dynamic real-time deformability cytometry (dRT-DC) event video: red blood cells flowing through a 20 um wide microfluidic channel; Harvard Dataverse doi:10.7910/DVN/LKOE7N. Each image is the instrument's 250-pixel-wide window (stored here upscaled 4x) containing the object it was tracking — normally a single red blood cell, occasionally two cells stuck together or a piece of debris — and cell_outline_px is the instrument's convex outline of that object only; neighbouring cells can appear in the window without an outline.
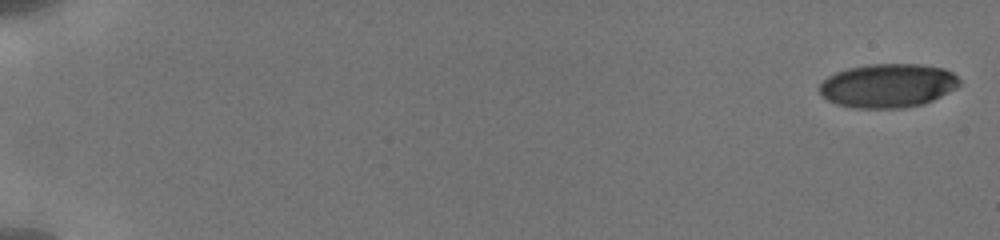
{"species": "human", "species_latin": "Homo sapiens", "temperature_condition": "cold", "stored_images_in_passage": 16, "camera_frame_rate_fps": 3000, "um_per_image_px": 0.085, "donor": {"sex": "male"}, "frame": {"image": 1, "passage_image": 1, "time_ms": 0.0, "image_size_px": [1000, 240], "cell_outline_px": [[960, 84], [956, 88], [924, 104], [904, 108], [856, 108], [840, 104], [828, 100], [820, 92], [820, 84], [828, 76], [836, 72], [848, 68], [868, 64], [920, 64], [944, 68], [952, 72], [960, 80]], "centroid_in_image_um": [75.49, 7.27], "position_along_channel_um": 9.5, "area_um2": 35.66}}
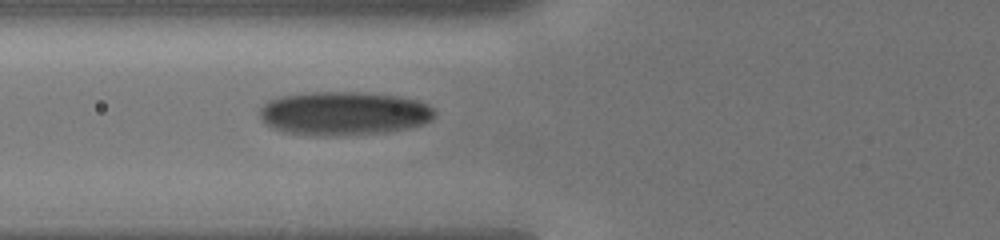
{"frame": {"image": 2, "passage_image": 14, "time_ms": 7.333, "image_size_px": [1000, 240], "cell_outline_px": [[436, 112], [432, 120], [408, 128], [388, 132], [328, 136], [312, 136], [284, 132], [272, 128], [264, 124], [260, 116], [260, 108], [268, 100], [280, 96], [312, 92], [360, 92], [396, 96], [416, 100], [432, 108]], "centroid_in_image_um": [29.17, 9.65], "position_along_channel_um": 96.6, "area_um2": 44.62}}
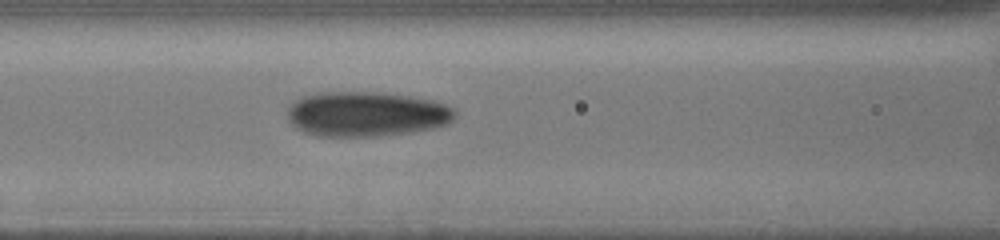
{"frame": {"image": 3, "passage_image": 16, "time_ms": 8.333, "image_size_px": [1000, 240], "cell_outline_px": [[456, 116], [448, 124], [432, 128], [408, 132], [376, 136], [316, 136], [304, 132], [296, 128], [288, 120], [288, 108], [292, 100], [300, 96], [320, 92], [376, 92], [408, 96], [432, 100], [456, 108]], "centroid_in_image_um": [31.11, 9.68], "position_along_channel_um": 135.5, "area_um2": 44.04}}